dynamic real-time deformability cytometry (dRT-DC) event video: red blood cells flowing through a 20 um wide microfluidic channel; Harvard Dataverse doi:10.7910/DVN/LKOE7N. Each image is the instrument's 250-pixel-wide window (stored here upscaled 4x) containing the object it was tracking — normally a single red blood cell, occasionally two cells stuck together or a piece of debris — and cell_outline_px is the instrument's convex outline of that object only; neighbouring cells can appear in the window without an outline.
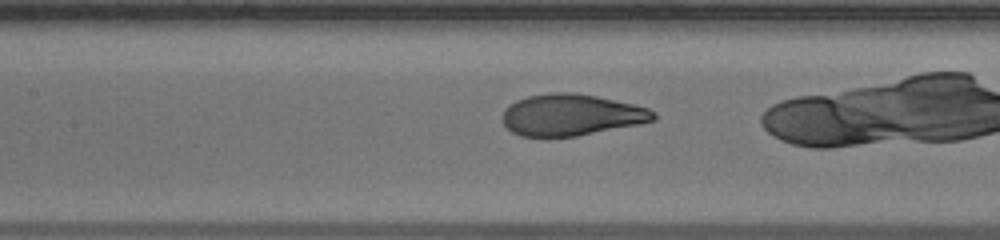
{"species": "human", "species_latin": "Homo sapiens", "temperature_condition": "warm", "stored_images_in_passage": 32, "camera_frame_rate_fps": 3000, "um_per_image_px": 0.085, "donor": {"sex": "male"}, "frame": {"image": 1, "passage_image": 16, "time_ms": 5.0, "image_size_px": [1000, 240], "cell_outline_px": [[656, 120], [640, 124], [576, 136], [520, 136], [512, 132], [504, 124], [504, 108], [516, 100], [528, 96], [552, 92], [572, 92], [596, 96], [632, 104], [648, 108], [656, 112]], "centroid_in_image_um": [48.58, 9.76], "position_along_channel_um": 158.8, "area_um2": 36.36}}
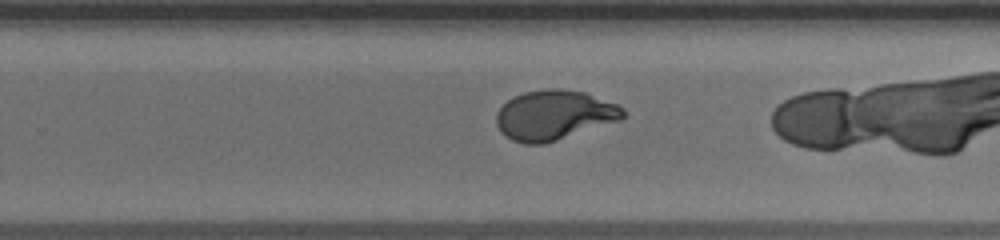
{"frame": {"image": 2, "passage_image": 25, "time_ms": 8.0, "image_size_px": [1000, 240], "cell_outline_px": [[624, 116], [620, 120], [544, 144], [524, 144], [512, 140], [504, 136], [500, 132], [496, 124], [496, 112], [508, 100], [524, 92], [548, 88], [560, 88], [584, 92], [616, 104], [624, 108]], "centroid_in_image_um": [47.07, 9.79], "position_along_channel_um": 282.7, "area_um2": 36.65}}
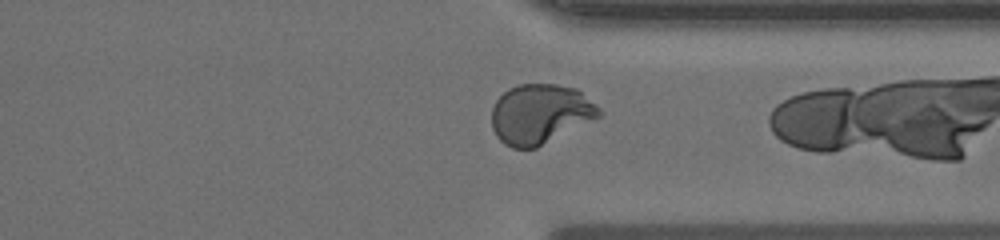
{"frame": {"image": 3, "passage_image": 31, "time_ms": 10.0, "image_size_px": [1000, 240], "cell_outline_px": [[600, 116], [536, 148], [512, 148], [504, 144], [496, 136], [492, 128], [492, 108], [496, 100], [508, 88], [520, 84], [556, 84], [576, 88], [600, 108]], "centroid_in_image_um": [45.88, 9.68], "position_along_channel_um": 365.5, "area_um2": 37.17}}